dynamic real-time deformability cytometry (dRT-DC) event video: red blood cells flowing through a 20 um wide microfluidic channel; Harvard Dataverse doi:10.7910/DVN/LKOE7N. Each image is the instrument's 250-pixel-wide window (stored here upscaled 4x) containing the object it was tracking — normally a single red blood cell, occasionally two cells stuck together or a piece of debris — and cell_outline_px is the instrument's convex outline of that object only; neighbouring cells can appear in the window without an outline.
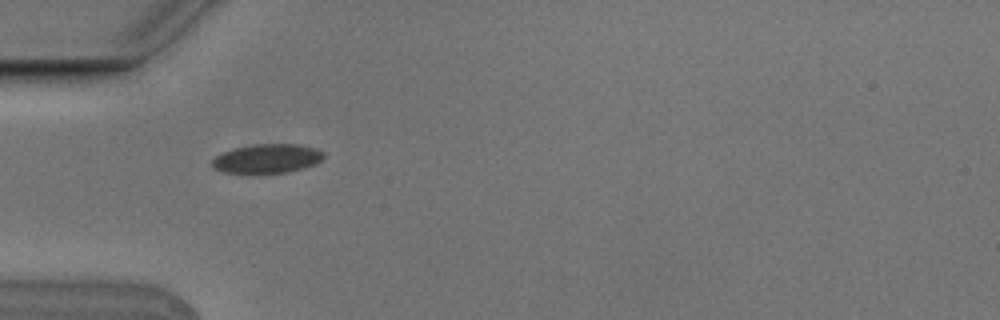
{"species": "Egyptian fruit bat (a non-hibernating species)", "species_latin": "Rousettus aegyptiacus", "temperature_condition": "cold", "stored_images_in_passage": 1, "camera_frame_rate_fps": 3000, "um_per_image_px": 0.085, "animal": {"sex": "male"}, "frame": {"image": 1, "passage_image": 1, "time_ms": 0.0, "image_size_px": [1000, 320], "cell_outline_px": [[324, 160], [316, 164], [304, 168], [288, 172], [224, 172], [212, 168], [212, 160], [216, 156], [224, 152], [236, 148], [252, 144], [300, 144], [316, 148], [324, 152]], "centroid_in_image_um": [22.77, 13.46], "position_along_channel_um": 62.2, "area_um2": 18.84}}